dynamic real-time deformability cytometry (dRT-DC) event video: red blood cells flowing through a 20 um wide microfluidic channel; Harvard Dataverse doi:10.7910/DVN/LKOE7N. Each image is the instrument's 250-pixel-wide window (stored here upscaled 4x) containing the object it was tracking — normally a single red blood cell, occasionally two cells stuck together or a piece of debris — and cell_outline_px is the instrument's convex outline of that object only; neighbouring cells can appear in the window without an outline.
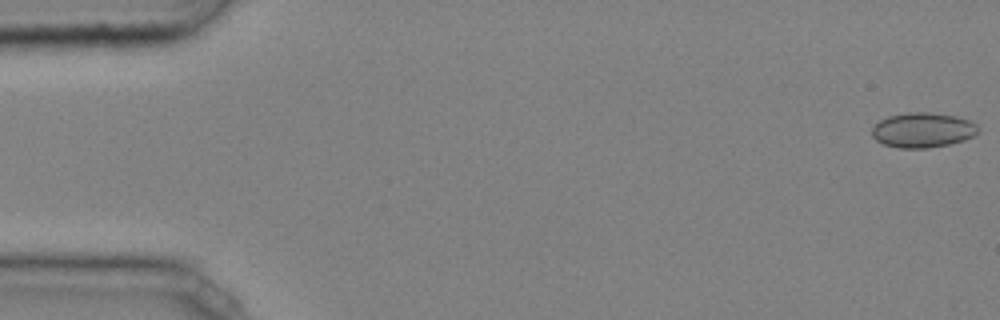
{"species": "common noctule bat (a hibernating species)", "species_latin": "Nyctalus noctula", "temperature_condition": "cold", "stored_images_in_passage": 23, "camera_frame_rate_fps": 3000, "um_per_image_px": 0.085, "animal": {"sex": "male", "body_mass_g": 20.4}, "frame": {"image": 1, "passage_image": 1, "time_ms": 0.0, "image_size_px": [1000, 320], "cell_outline_px": [[980, 132], [964, 140], [948, 144], [928, 148], [900, 148], [884, 144], [876, 140], [872, 136], [872, 128], [880, 120], [888, 116], [908, 112], [928, 112], [956, 116], [968, 120], [976, 124], [980, 128]], "centroid_in_image_um": [78.44, 11.05], "position_along_channel_um": 6.6, "area_um2": 21.62}}
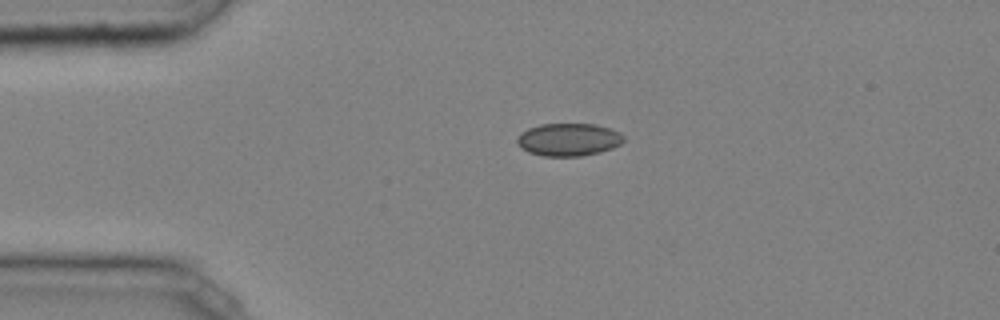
{"frame": {"image": 2, "passage_image": 11, "time_ms": 3.333, "image_size_px": [1000, 320], "cell_outline_px": [[624, 140], [620, 144], [612, 148], [600, 152], [580, 156], [544, 156], [528, 152], [520, 148], [516, 140], [520, 132], [528, 128], [540, 124], [596, 124], [620, 132], [624, 136]], "centroid_in_image_um": [48.31, 11.86], "position_along_channel_um": 36.7, "area_um2": 20.4}}
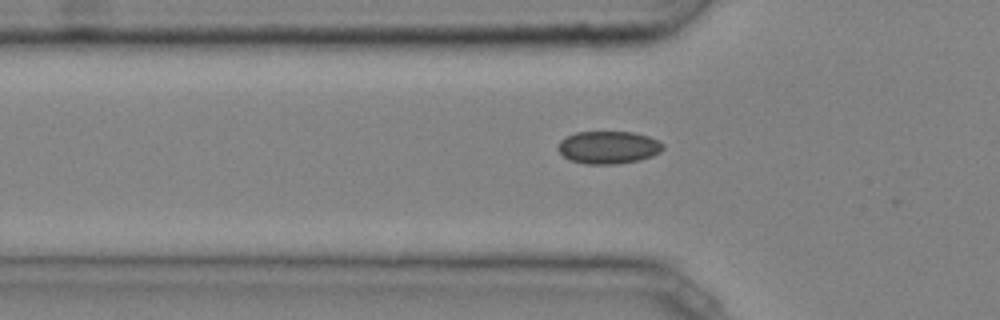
{"frame": {"image": 3, "passage_image": 16, "time_ms": 5.0, "image_size_px": [1000, 320], "cell_outline_px": [[664, 148], [660, 152], [652, 156], [640, 160], [616, 164], [584, 164], [568, 160], [556, 148], [560, 140], [576, 132], [632, 132], [648, 136], [664, 144]], "centroid_in_image_um": [51.7, 12.54], "position_along_channel_um": 74.1, "area_um2": 20.06}}